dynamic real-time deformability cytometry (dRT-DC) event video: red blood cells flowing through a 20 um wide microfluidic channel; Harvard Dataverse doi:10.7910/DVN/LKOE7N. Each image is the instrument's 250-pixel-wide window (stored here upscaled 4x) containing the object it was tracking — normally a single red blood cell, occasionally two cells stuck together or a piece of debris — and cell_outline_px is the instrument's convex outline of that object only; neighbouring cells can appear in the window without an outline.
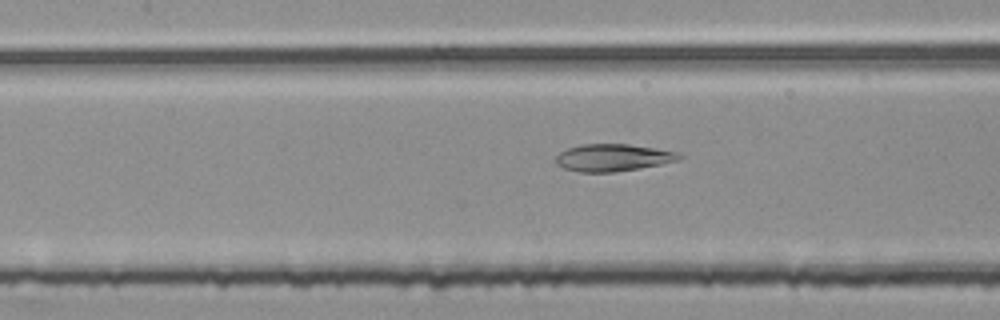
{"species": "common noctule bat (a hibernating species)", "species_latin": "Nyctalus noctula", "temperature_condition": "room temperature", "stored_images_in_passage": 41, "camera_frame_rate_fps": 3000, "um_per_image_px": 0.085, "animal": {"sex": "female", "body_mass_g": 25.1}, "frame": {"image": 1, "passage_image": 11, "time_ms": 3.333, "image_size_px": [1000, 320], "cell_outline_px": [[684, 156], [676, 160], [660, 164], [640, 168], [616, 172], [580, 172], [564, 168], [556, 164], [556, 156], [560, 152], [568, 148], [580, 144], [628, 144], [656, 148], [680, 152]], "centroid_in_image_um": [52.1, 13.39], "position_along_channel_um": 155.3, "area_um2": 19.59}}
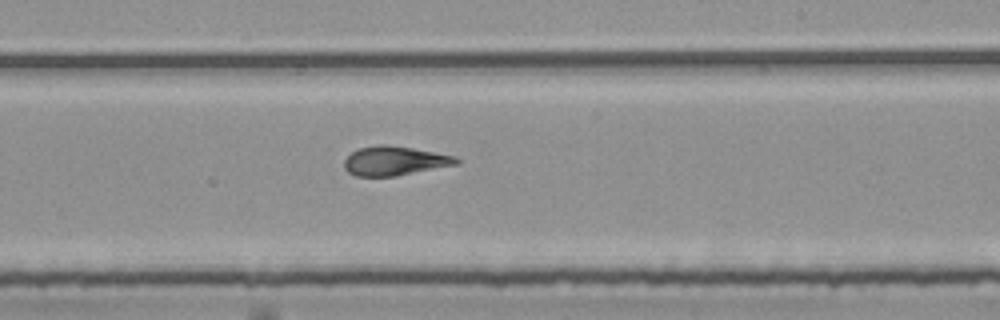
{"frame": {"image": 2, "passage_image": 19, "time_ms": 6.0, "image_size_px": [1000, 320], "cell_outline_px": [[460, 164], [396, 176], [356, 176], [348, 172], [344, 168], [344, 160], [352, 152], [360, 148], [380, 144], [388, 144], [412, 148], [452, 156], [460, 160]], "centroid_in_image_um": [33.53, 13.68], "position_along_channel_um": 255.5, "area_um2": 18.96}}
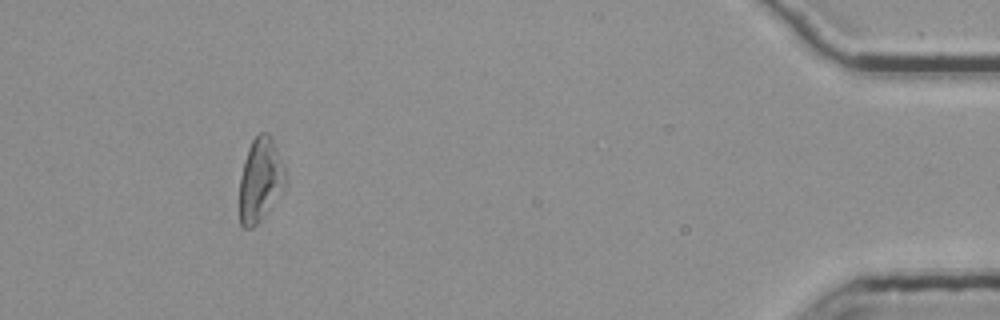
{"frame": {"image": 3, "passage_image": 37, "time_ms": 12.0, "image_size_px": [1000, 320], "cell_outline_px": [[288, 180], [284, 188], [260, 220], [252, 228], [244, 228], [240, 224], [240, 176], [244, 160], [248, 148], [252, 140], [260, 132], [268, 132], [272, 136], [288, 172]], "centroid_in_image_um": [22.16, 15.23], "position_along_channel_um": 413.0, "area_um2": 22.72}, "authors_computed_cell_mechanics": {"area_um2": 20.1144, "velocity_mm_per_s": 3.7711, "shape_relaxation_time_tau1_ms": null, "shape_relaxation_time_tau2_ms": 2.679, "deformation_change_tau1": null, "deformation_change_tau2": 0.0952}}